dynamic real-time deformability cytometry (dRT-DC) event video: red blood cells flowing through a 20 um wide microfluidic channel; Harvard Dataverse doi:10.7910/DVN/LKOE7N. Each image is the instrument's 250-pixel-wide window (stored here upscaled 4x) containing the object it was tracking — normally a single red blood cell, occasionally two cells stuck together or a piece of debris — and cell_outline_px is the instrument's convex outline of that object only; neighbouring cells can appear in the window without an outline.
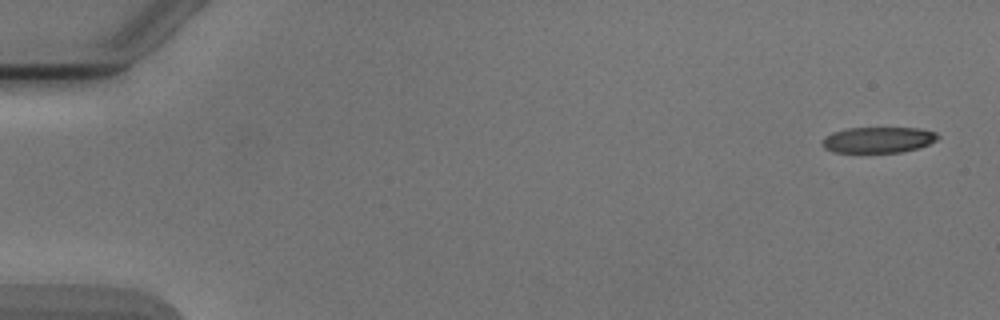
{"species": "Egyptian fruit bat (a non-hibernating species)", "species_latin": "Rousettus aegyptiacus", "temperature_condition": "cold", "stored_images_in_passage": 6, "camera_frame_rate_fps": 3000, "um_per_image_px": 0.085, "animal": {"sex": "male"}, "frame": {"image": 1, "passage_image": 1, "time_ms": 0.0, "image_size_px": [1000, 320], "cell_outline_px": [[940, 136], [936, 140], [928, 144], [916, 148], [900, 152], [832, 152], [824, 148], [820, 144], [824, 136], [832, 132], [848, 128], [920, 128], [936, 132]], "centroid_in_image_um": [74.6, 11.88], "position_along_channel_um": 10.4, "area_um2": 17.46}}
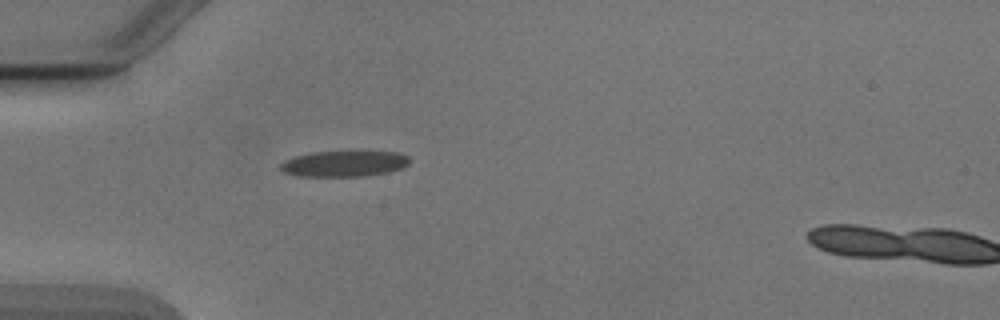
{"frame": {"image": 2, "passage_image": 5, "time_ms": 4.667, "image_size_px": [1000, 320], "cell_outline_px": [[408, 164], [404, 168], [388, 172], [364, 176], [296, 176], [284, 172], [280, 168], [280, 164], [284, 160], [296, 156], [312, 152], [396, 152], [408, 156]], "centroid_in_image_um": [29.24, 13.92], "position_along_channel_um": 55.8, "area_um2": 19.31}}